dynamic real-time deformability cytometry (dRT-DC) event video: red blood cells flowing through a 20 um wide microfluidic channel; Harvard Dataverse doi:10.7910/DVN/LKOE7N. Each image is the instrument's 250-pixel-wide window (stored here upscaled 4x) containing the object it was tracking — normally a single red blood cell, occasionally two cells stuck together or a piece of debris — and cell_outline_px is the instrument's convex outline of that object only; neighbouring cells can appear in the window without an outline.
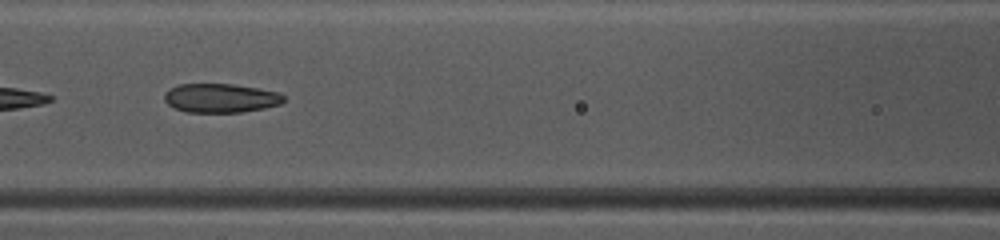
{"species": "common noctule bat (a hibernating species)", "species_latin": "Nyctalus noctula", "temperature_condition": "warm", "stored_images_in_passage": 37, "camera_frame_rate_fps": 3000, "um_per_image_px": 0.085, "animal": {"sex": "female", "body_mass_g": 10.0, "forearm_length_mm": 53.1}, "frame": {"image": 1, "passage_image": 22, "time_ms": 7.0, "image_size_px": [1000, 240], "cell_outline_px": [[284, 100], [280, 104], [264, 108], [244, 112], [188, 112], [176, 108], [168, 104], [164, 100], [164, 92], [180, 84], [232, 84], [280, 92], [284, 96]], "centroid_in_image_um": [18.77, 8.34], "position_along_channel_um": 147.8, "area_um2": 20.06}}